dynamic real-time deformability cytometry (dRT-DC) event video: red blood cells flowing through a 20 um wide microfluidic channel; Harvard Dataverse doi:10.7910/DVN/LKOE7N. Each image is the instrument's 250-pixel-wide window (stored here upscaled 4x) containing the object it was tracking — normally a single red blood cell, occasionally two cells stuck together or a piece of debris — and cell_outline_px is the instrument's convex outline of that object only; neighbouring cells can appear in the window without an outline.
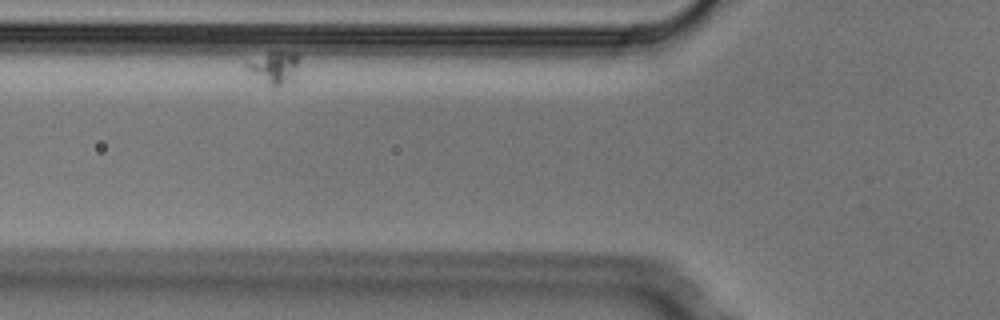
{"species": "Egyptian fruit bat (a non-hibernating species)", "species_latin": "Rousettus aegyptiacus", "temperature_condition": "cold", "stored_images_in_passage": 11, "camera_frame_rate_fps": 3000, "um_per_image_px": 0.085, "animal": {"sex": "male"}, "frame": {"image": 1, "passage_image": 2, "time_ms": 0.333, "image_size_px": [1000, 320], "cell_outline_px": [[300, 60], [296, 80], [292, 84], [276, 88], [272, 88], [252, 72], [244, 64], [272, 48], [296, 52], [300, 56]], "centroid_in_image_um": [23.46, 5.72], "position_along_channel_um": 102.3, "area_um2": 10.81}}